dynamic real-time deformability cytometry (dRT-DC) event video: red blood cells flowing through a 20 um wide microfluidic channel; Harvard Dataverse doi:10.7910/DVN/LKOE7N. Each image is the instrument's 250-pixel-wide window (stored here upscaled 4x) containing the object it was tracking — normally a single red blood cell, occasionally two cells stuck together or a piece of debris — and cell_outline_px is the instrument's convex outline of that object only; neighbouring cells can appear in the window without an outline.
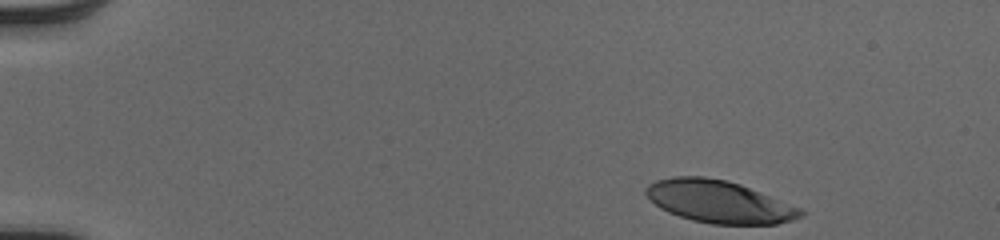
{"species": "human", "species_latin": "Homo sapiens", "temperature_condition": "cold", "stored_images_in_passage": 46, "camera_frame_rate_fps": 3000, "um_per_image_px": 0.085, "donor": {"sex": "male"}, "frame": {"image": 1, "passage_image": 1, "time_ms": 0.0, "image_size_px": [1000, 240], "cell_outline_px": [[804, 216], [792, 220], [776, 224], [712, 224], [692, 220], [668, 212], [660, 208], [644, 192], [644, 188], [648, 184], [656, 180], [672, 176], [704, 176], [728, 180], [740, 184], [804, 208]], "centroid_in_image_um": [61.15, 17.13], "position_along_channel_um": 23.8, "area_um2": 38.49}}
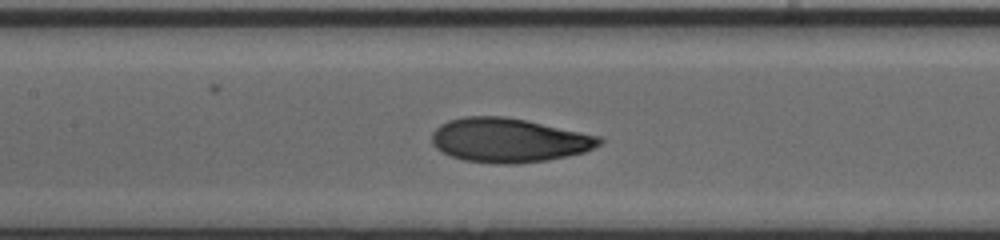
{"frame": {"image": 2, "passage_image": 20, "time_ms": 6.333, "image_size_px": [1000, 240], "cell_outline_px": [[604, 140], [600, 144], [584, 152], [548, 160], [516, 164], [496, 164], [464, 160], [452, 156], [436, 148], [432, 144], [432, 132], [440, 124], [448, 120], [464, 116], [504, 116], [524, 120], [600, 136]], "centroid_in_image_um": [43.22, 11.92], "position_along_channel_um": 164.2, "area_um2": 42.95}}
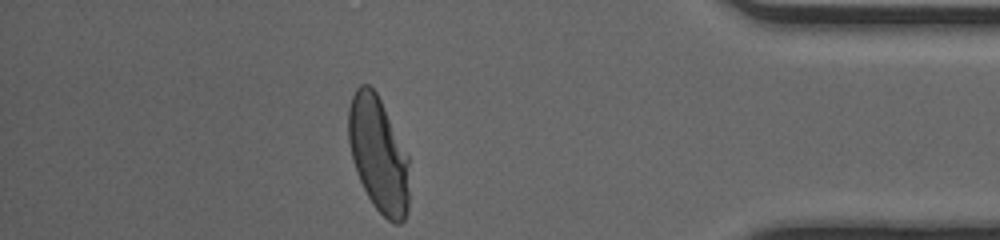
{"frame": {"image": 3, "passage_image": 40, "time_ms": 13.0, "image_size_px": [1000, 240], "cell_outline_px": [[408, 212], [404, 220], [400, 224], [392, 224], [372, 204], [360, 180], [352, 156], [348, 140], [348, 108], [352, 96], [356, 88], [360, 84], [368, 84], [376, 92], [408, 156]], "centroid_in_image_um": [32.16, 13.15], "position_along_channel_um": 403.0, "area_um2": 40.46}, "authors_computed_cell_mechanics": {"area_um2": 41.7316, "velocity_mm_per_s": 4.0514, "shape_relaxation_time_tau1_ms": 3.894, "shape_relaxation_time_tau2_ms": 0.9198, "deformation_change_tau1": 0.2199, "deformation_change_tau2": 0.0648}}